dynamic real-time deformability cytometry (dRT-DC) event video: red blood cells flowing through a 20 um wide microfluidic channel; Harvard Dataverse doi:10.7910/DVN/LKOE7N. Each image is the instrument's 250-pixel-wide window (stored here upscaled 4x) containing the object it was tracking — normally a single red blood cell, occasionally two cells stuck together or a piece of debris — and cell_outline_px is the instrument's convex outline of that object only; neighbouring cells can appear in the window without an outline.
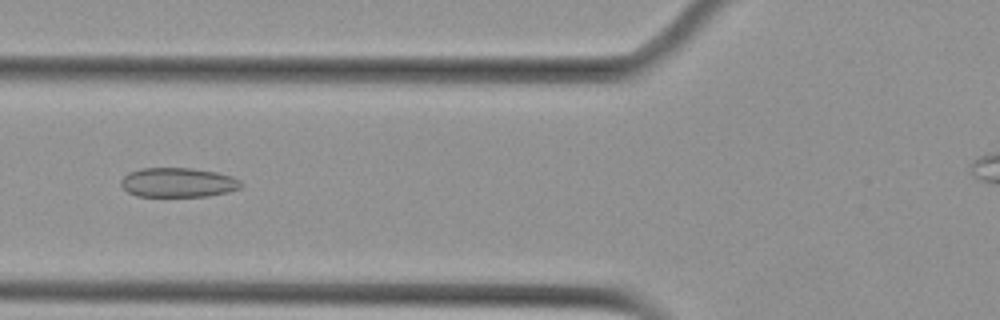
{"species": "Egyptian fruit bat (a non-hibernating species)", "species_latin": "Rousettus aegyptiacus", "temperature_condition": "cold", "stored_images_in_passage": 2, "camera_frame_rate_fps": 3000, "um_per_image_px": 0.085, "animal": {"sex": "female"}, "frame": {"image": 1, "passage_image": 2, "time_ms": 1.0, "image_size_px": [1000, 320], "cell_outline_px": [[244, 184], [240, 188], [228, 192], [208, 196], [136, 196], [128, 192], [120, 184], [120, 180], [128, 172], [140, 168], [192, 168], [216, 172], [232, 176], [240, 180]], "centroid_in_image_um": [15.14, 15.51], "position_along_channel_um": 110.7, "area_um2": 20.75}}